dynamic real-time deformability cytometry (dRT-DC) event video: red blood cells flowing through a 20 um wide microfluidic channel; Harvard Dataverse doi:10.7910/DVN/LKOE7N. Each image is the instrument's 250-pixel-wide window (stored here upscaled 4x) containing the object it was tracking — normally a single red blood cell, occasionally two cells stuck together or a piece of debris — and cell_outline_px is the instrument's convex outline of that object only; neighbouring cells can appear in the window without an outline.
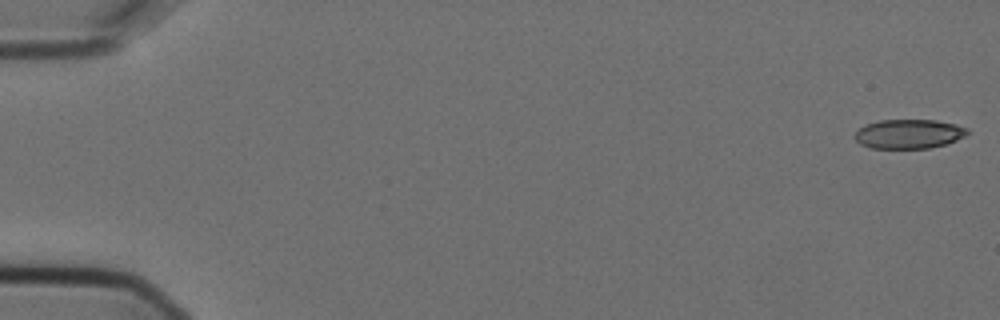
{"species": "Egyptian fruit bat (a non-hibernating species)", "species_latin": "Rousettus aegyptiacus", "temperature_condition": "cold", "stored_images_in_passage": 5, "camera_frame_rate_fps": 3000, "um_per_image_px": 0.085, "animal": {"sex": "female"}, "frame": {"image": 1, "passage_image": 1, "time_ms": 0.0, "image_size_px": [1000, 320], "cell_outline_px": [[968, 132], [964, 136], [956, 140], [944, 144], [928, 148], [868, 148], [860, 144], [852, 136], [864, 124], [880, 120], [936, 120], [956, 124], [968, 128]], "centroid_in_image_um": [77.21, 11.38], "position_along_channel_um": 7.8, "area_um2": 19.25}}
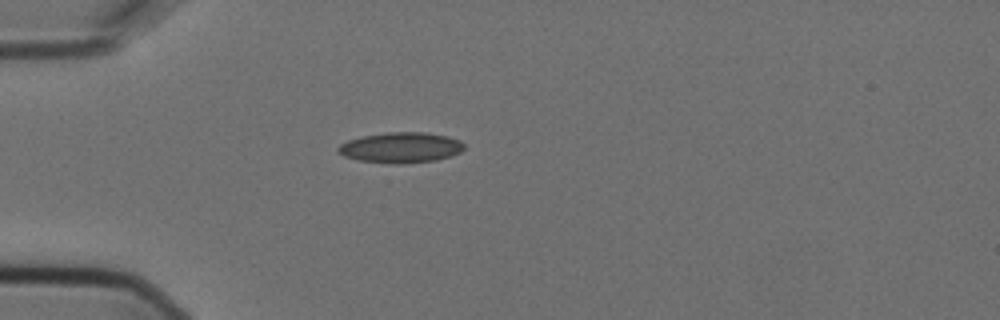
{"frame": {"image": 2, "passage_image": 5, "time_ms": 1.333, "image_size_px": [1000, 320], "cell_outline_px": [[464, 148], [460, 152], [436, 160], [400, 164], [392, 164], [356, 160], [344, 156], [336, 152], [336, 148], [340, 144], [348, 140], [360, 136], [388, 132], [424, 132], [448, 136], [460, 140], [464, 144]], "centroid_in_image_um": [34.02, 12.54], "position_along_channel_um": 51.0, "area_um2": 22.6}}